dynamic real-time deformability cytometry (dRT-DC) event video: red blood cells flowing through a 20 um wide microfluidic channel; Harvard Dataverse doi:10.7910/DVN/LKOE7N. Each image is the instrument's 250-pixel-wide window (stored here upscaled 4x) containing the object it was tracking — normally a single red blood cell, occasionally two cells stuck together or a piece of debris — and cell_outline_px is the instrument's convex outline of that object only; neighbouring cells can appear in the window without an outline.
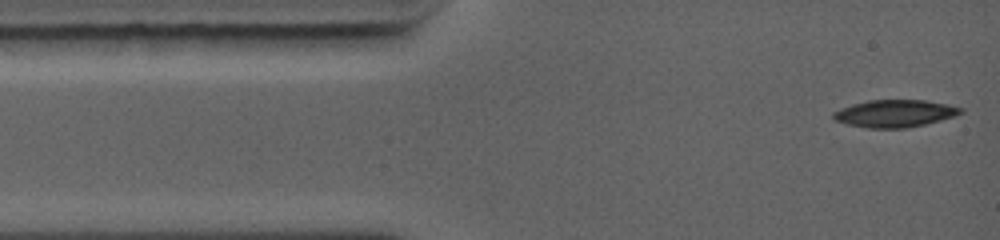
{"species": "common noctule bat (a hibernating species)", "species_latin": "Nyctalus noctula", "temperature_condition": "warm", "stored_images_in_passage": 54, "camera_frame_rate_fps": 5000, "um_per_image_px": 0.085, "animal": {"sex": "female", "body_mass_g": 19.0, "forearm_length_mm": 56.7}, "frame": {"image": 1, "passage_image": 1, "time_ms": 0.0, "image_size_px": [1000, 240], "cell_outline_px": [[964, 112], [940, 120], [924, 124], [904, 128], [868, 128], [848, 124], [836, 120], [832, 116], [832, 112], [840, 108], [852, 104], [868, 100], [924, 100], [948, 104], [964, 108]], "centroid_in_image_um": [76.05, 9.63], "position_along_channel_um": 9.0, "area_um2": 20.17}}
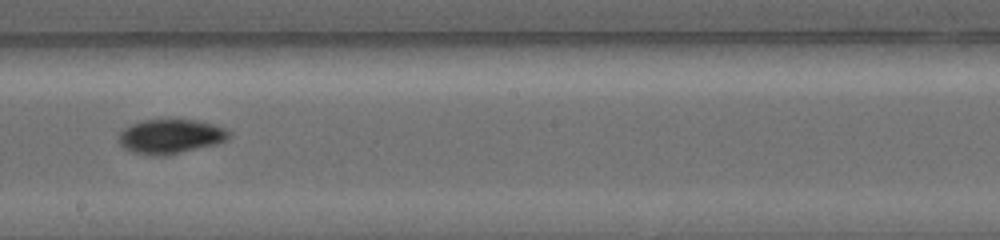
{"frame": {"image": 2, "passage_image": 32, "time_ms": 6.4, "image_size_px": [1000, 240], "cell_outline_px": [[232, 136], [228, 140], [216, 144], [164, 156], [152, 156], [132, 152], [124, 148], [120, 144], [120, 132], [124, 128], [132, 124], [144, 120], [196, 120], [228, 128], [232, 132]], "centroid_in_image_um": [14.55, 11.6], "position_along_channel_um": 233.6, "area_um2": 22.2}}
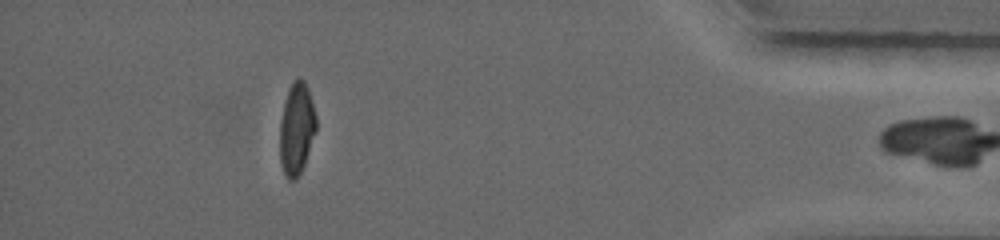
{"frame": {"image": 3, "passage_image": 53, "time_ms": 11.6, "image_size_px": [1000, 240], "cell_outline_px": [[316, 132], [304, 164], [296, 180], [288, 180], [284, 172], [280, 160], [280, 120], [288, 88], [292, 80], [300, 76], [304, 80], [308, 88], [316, 116]], "centroid_in_image_um": [25.21, 10.9], "position_along_channel_um": 410.0, "area_um2": 19.54}}